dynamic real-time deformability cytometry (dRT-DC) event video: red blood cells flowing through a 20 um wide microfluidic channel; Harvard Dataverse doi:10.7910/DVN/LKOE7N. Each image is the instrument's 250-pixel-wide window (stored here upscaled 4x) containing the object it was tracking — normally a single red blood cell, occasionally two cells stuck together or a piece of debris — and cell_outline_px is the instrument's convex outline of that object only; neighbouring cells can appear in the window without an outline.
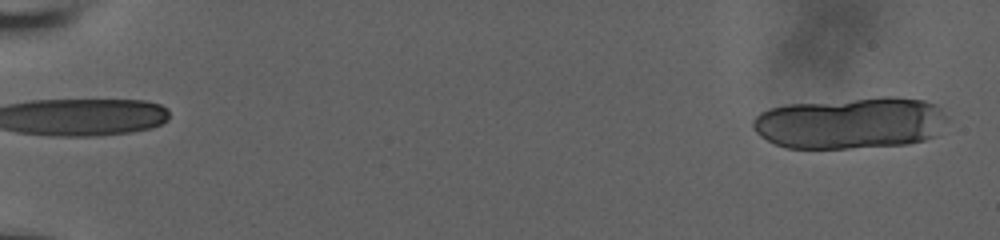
{"species": "human", "species_latin": "Homo sapiens", "temperature_condition": "room temperature", "stored_images_in_passage": 21, "camera_frame_rate_fps": 3000, "um_per_image_px": 0.085, "donor": {"sex": "male"}, "frame": {"image": 1, "passage_image": 2, "time_ms": 0.333, "image_size_px": [1000, 240], "cell_outline_px": [[948, 120], [936, 136], [924, 140], [908, 144], [848, 148], [788, 148], [776, 144], [760, 136], [752, 128], [752, 120], [760, 112], [768, 108], [788, 104], [884, 96], [892, 96], [924, 100], [936, 104], [948, 116]], "centroid_in_image_um": [72.32, 10.44], "position_along_channel_um": 12.7, "area_um2": 59.07}}